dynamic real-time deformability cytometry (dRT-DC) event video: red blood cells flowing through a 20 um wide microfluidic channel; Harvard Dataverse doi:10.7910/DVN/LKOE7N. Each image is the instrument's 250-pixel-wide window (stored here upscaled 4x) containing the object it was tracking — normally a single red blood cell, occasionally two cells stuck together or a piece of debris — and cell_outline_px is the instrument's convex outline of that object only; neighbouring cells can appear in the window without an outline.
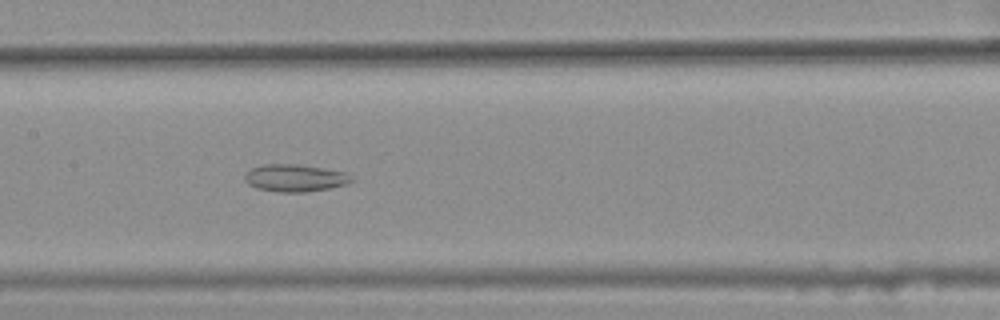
{"species": "common noctule bat (a hibernating species)", "species_latin": "Nyctalus noctula", "temperature_condition": "warm", "stored_images_in_passage": 49, "segment_of_instrument_passage": [2, 2], "camera_frame_rate_fps": 3000, "um_per_image_px": 0.085, "animal": {"sex": "female", "body_mass_g": 25.1}, "frame": {"image": 1, "passage_image": 28, "time_ms": 9.0, "image_size_px": [1000, 320], "cell_outline_px": [[356, 180], [348, 184], [308, 192], [280, 192], [256, 188], [248, 184], [244, 180], [244, 176], [252, 168], [260, 164], [296, 164], [344, 172], [352, 176]], "centroid_in_image_um": [25.08, 15.13], "position_along_channel_um": 182.3, "area_um2": 16.99}}
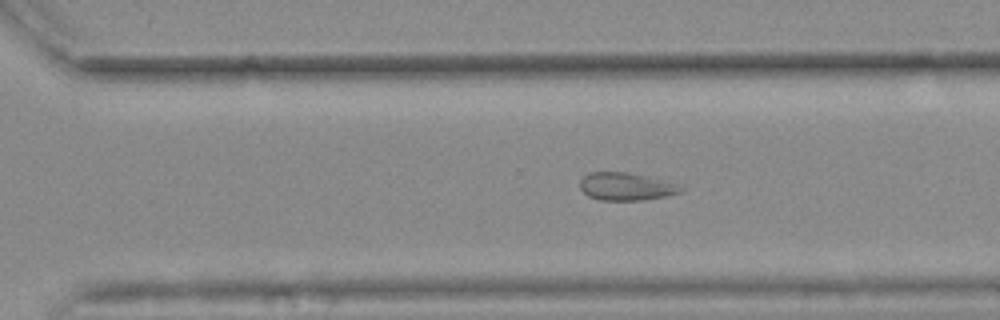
{"frame": {"image": 2, "passage_image": 39, "time_ms": 12.667, "image_size_px": [1000, 320], "cell_outline_px": [[684, 188], [680, 192], [664, 196], [640, 200], [600, 200], [588, 196], [580, 188], [580, 180], [588, 172], [628, 172], [676, 184]], "centroid_in_image_um": [53.15, 15.85], "position_along_channel_um": 317.5, "area_um2": 15.95}}
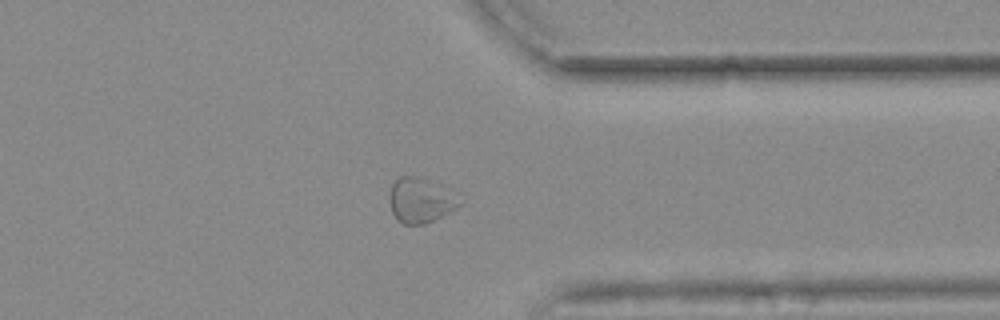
{"frame": {"image": 3, "passage_image": 44, "time_ms": 14.333, "image_size_px": [1000, 320], "cell_outline_px": [[464, 204], [424, 224], [404, 224], [392, 212], [388, 200], [388, 196], [392, 184], [400, 176], [412, 176], [424, 180], [464, 200]], "centroid_in_image_um": [35.7, 17.06], "position_along_channel_um": 375.7, "area_um2": 17.57}}